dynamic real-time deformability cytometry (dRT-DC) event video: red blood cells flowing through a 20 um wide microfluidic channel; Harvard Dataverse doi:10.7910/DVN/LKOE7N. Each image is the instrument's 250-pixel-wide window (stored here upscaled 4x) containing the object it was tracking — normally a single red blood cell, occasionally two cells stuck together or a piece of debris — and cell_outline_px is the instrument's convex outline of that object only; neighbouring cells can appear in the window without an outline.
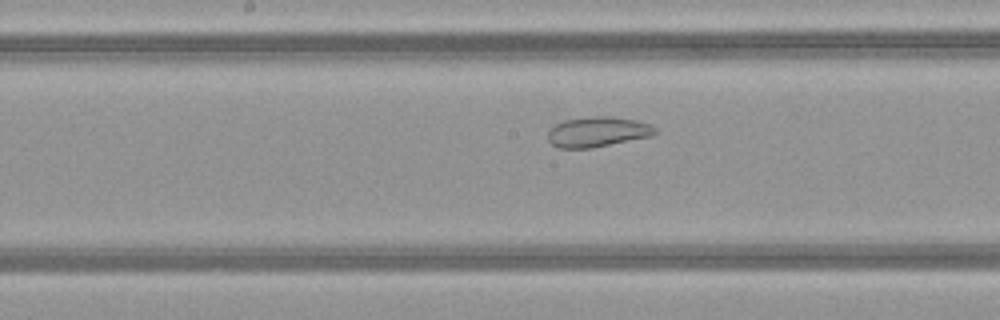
{"species": "common noctule bat (a hibernating species)", "species_latin": "Nyctalus noctula", "temperature_condition": "warm", "stored_images_in_passage": 38, "camera_frame_rate_fps": 3000, "um_per_image_px": 0.085, "animal": {"sex": "female", "body_mass_g": 21.9}, "frame": {"image": 1, "passage_image": 14, "time_ms": 4.333, "image_size_px": [1000, 320], "cell_outline_px": [[656, 132], [652, 136], [592, 148], [556, 148], [548, 140], [548, 132], [556, 124], [564, 120], [592, 116], [612, 116], [636, 120], [648, 124], [656, 128]], "centroid_in_image_um": [50.79, 11.21], "position_along_channel_um": 197.4, "area_um2": 18.84}}
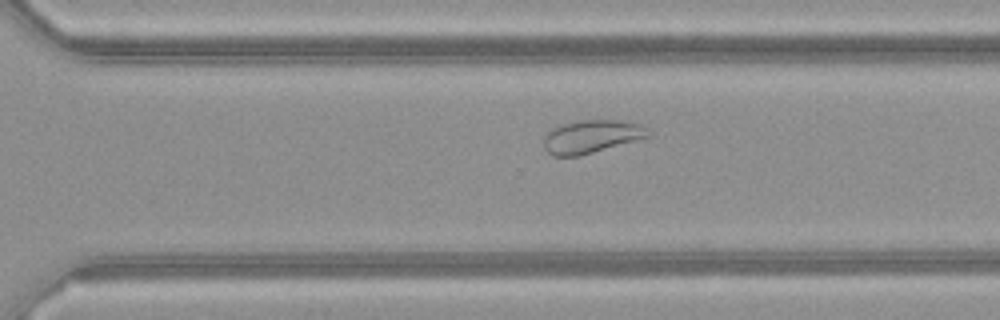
{"frame": {"image": 2, "passage_image": 23, "time_ms": 7.333, "image_size_px": [1000, 320], "cell_outline_px": [[652, 132], [648, 136], [636, 140], [580, 156], [552, 156], [544, 148], [544, 136], [552, 128], [560, 124], [580, 120], [624, 120], [640, 124]], "centroid_in_image_um": [50.25, 11.6], "position_along_channel_um": 320.3, "area_um2": 20.17}}
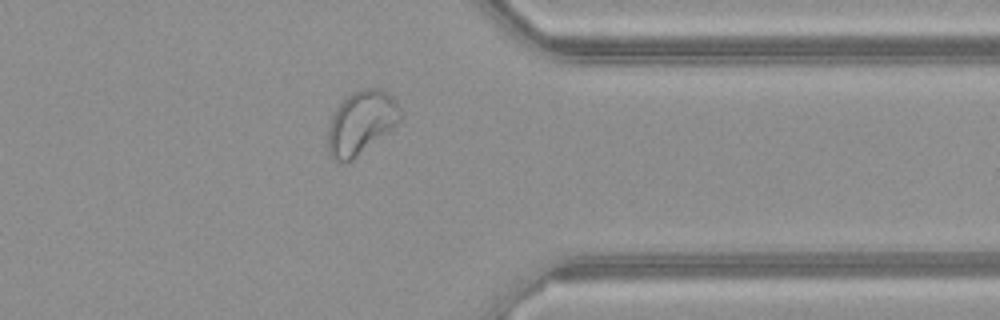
{"frame": {"image": 3, "passage_image": 28, "time_ms": 9.0, "image_size_px": [1000, 320], "cell_outline_px": [[400, 120], [388, 132], [348, 164], [340, 164], [332, 160], [328, 156], [328, 128], [332, 116], [336, 108], [352, 92], [360, 88], [380, 88], [392, 96], [400, 108]], "centroid_in_image_um": [30.66, 10.47], "position_along_channel_um": 380.7, "area_um2": 26.99}, "authors_computed_cell_mechanics": {"area_um2": 24.1026, "velocity_mm_per_s": 4.1231, "shape_relaxation_time_tau1_ms": null, "shape_relaxation_time_tau2_ms": 1.3679, "deformation_change_tau1": null, "deformation_change_tau2": 0.0641}}